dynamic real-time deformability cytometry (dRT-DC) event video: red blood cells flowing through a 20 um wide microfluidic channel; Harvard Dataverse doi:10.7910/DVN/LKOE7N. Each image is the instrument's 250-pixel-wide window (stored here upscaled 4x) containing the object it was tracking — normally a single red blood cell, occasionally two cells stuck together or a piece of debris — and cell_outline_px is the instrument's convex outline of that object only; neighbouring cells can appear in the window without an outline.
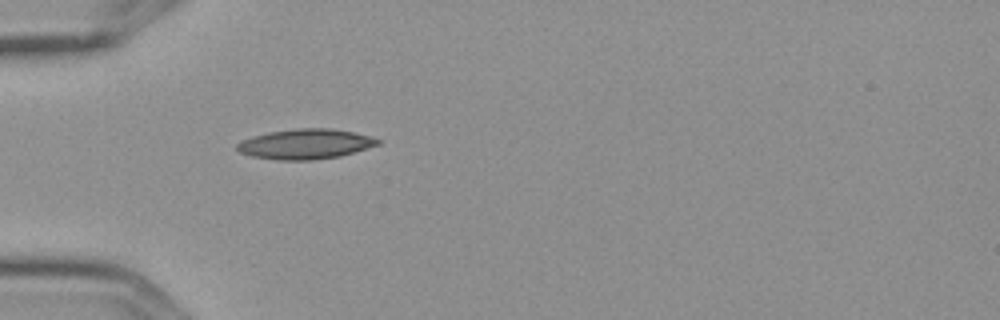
{"species": "Egyptian fruit bat (a non-hibernating species)", "species_latin": "Rousettus aegyptiacus", "temperature_condition": "cold", "stored_images_in_passage": 1, "camera_frame_rate_fps": 3000, "um_per_image_px": 0.085, "frame": {"image": 1, "passage_image": 1, "time_ms": 0.0, "image_size_px": [1000, 320], "cell_outline_px": [[380, 144], [340, 156], [312, 160], [276, 160], [252, 156], [240, 152], [236, 148], [236, 144], [252, 136], [268, 132], [296, 128], [332, 128], [352, 132], [368, 136], [380, 140]], "centroid_in_image_um": [25.94, 12.24], "position_along_channel_um": 59.1, "area_um2": 24.51}}